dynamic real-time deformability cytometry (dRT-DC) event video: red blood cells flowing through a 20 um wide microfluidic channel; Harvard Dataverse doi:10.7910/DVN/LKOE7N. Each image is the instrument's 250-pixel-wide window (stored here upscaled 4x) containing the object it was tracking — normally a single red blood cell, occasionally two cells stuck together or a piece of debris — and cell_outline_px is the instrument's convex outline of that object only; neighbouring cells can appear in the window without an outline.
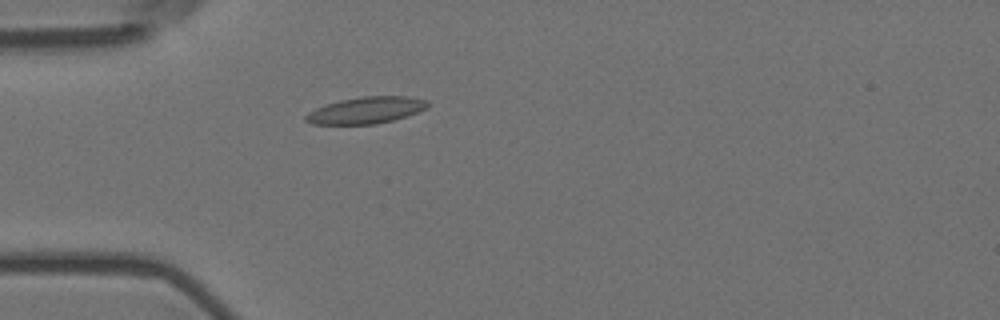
{"species": "Egyptian fruit bat (a non-hibernating species)", "species_latin": "Rousettus aegyptiacus", "temperature_condition": "room temperature", "stored_images_in_passage": 5, "camera_frame_rate_fps": 3000, "um_per_image_px": 0.085, "animal": {"sex": "female"}, "frame": {"image": 1, "passage_image": 5, "time_ms": 1.333, "image_size_px": [1000, 320], "cell_outline_px": [[428, 108], [392, 120], [376, 124], [312, 124], [304, 120], [304, 116], [308, 112], [316, 108], [340, 100], [360, 96], [408, 96], [428, 100]], "centroid_in_image_um": [31.1, 9.36], "position_along_channel_um": 53.9, "area_um2": 18.84}}